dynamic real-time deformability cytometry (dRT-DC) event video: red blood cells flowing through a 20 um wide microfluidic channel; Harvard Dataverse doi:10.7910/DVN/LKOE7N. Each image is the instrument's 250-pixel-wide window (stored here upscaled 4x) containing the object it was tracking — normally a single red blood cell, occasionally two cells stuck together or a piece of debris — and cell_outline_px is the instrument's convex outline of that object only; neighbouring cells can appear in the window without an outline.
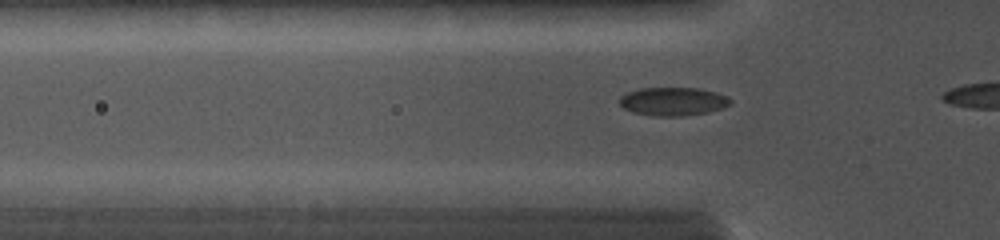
{"species": "common noctule bat (a hibernating species)", "species_latin": "Nyctalus noctula", "temperature_condition": "cold", "stored_images_in_passage": 10, "camera_frame_rate_fps": 5000, "um_per_image_px": 0.085, "animal": {"sex": "female", "body_mass_g": 19.0, "forearm_length_mm": 56.7}, "frame": {"image": 1, "passage_image": 7, "time_ms": 1.6, "image_size_px": [1000, 240], "cell_outline_px": [[732, 104], [724, 108], [708, 112], [684, 116], [656, 116], [632, 112], [624, 108], [616, 100], [620, 96], [628, 92], [640, 88], [700, 88], [716, 92], [728, 96], [732, 100]], "centroid_in_image_um": [57.23, 8.62], "position_along_channel_um": 68.6, "area_um2": 18.61}}